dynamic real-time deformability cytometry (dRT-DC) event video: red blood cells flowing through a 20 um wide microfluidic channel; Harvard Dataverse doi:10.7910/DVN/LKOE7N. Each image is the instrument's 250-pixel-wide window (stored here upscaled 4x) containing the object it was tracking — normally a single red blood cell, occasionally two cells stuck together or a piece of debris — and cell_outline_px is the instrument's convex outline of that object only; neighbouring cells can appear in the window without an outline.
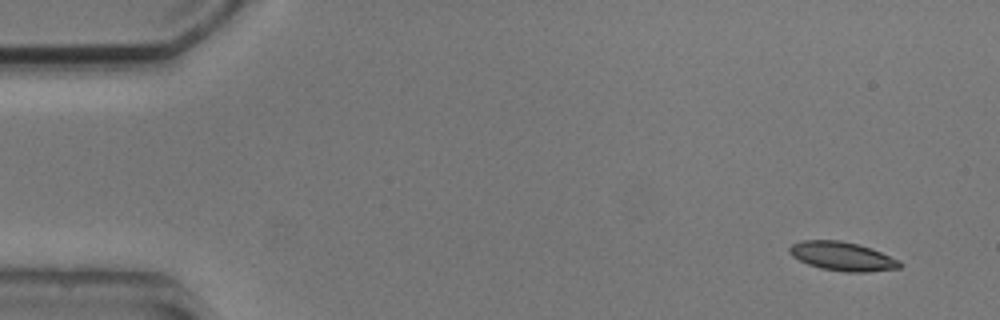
{"species": "common noctule bat (a hibernating species)", "species_latin": "Nyctalus noctula", "temperature_condition": "cold", "stored_images_in_passage": 6, "camera_frame_rate_fps": 3000, "um_per_image_px": 0.085, "animal": {"sex": "male", "body_mass_g": 20.5, "forearm_length_mm": 52.5}, "frame": {"image": 1, "passage_image": 1, "time_ms": 0.0, "image_size_px": [1000, 320], "cell_outline_px": [[904, 264], [900, 268], [868, 272], [844, 272], [820, 268], [808, 264], [792, 256], [788, 252], [788, 248], [792, 244], [800, 240], [840, 240], [872, 248], [900, 260]], "centroid_in_image_um": [71.61, 21.79], "position_along_channel_um": 13.4, "area_um2": 18.73}}
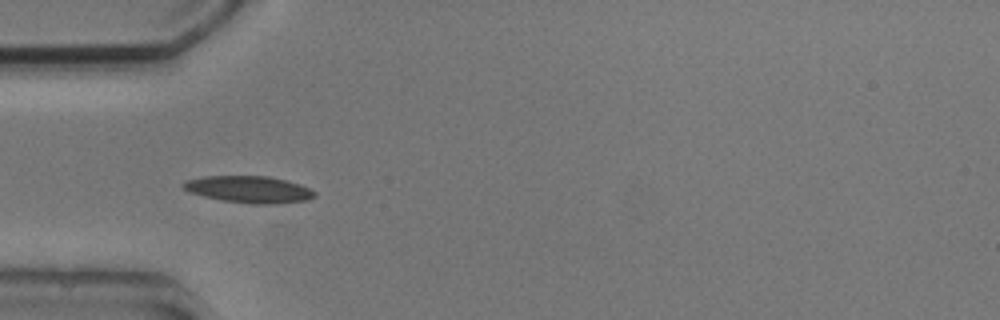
{"frame": {"image": 2, "passage_image": 4, "time_ms": 4.333, "image_size_px": [1000, 320], "cell_outline_px": [[316, 196], [308, 200], [276, 204], [252, 204], [220, 200], [188, 192], [180, 184], [184, 180], [204, 176], [268, 176], [300, 184], [316, 192]], "centroid_in_image_um": [21.14, 16.1], "position_along_channel_um": 63.9, "area_um2": 20.69}}